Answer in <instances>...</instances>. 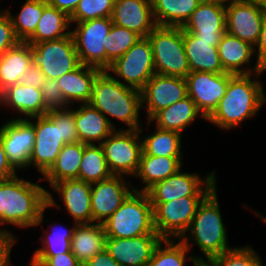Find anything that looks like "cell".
I'll return each mask as SVG.
<instances>
[{
    "label": "cell",
    "mask_w": 266,
    "mask_h": 266,
    "mask_svg": "<svg viewBox=\"0 0 266 266\" xmlns=\"http://www.w3.org/2000/svg\"><path fill=\"white\" fill-rule=\"evenodd\" d=\"M30 263L28 264L29 266H42L40 263L36 262L35 260H33L32 258H30ZM12 260L10 259L7 266H13Z\"/></svg>",
    "instance_id": "11a10c76"
},
{
    "label": "cell",
    "mask_w": 266,
    "mask_h": 266,
    "mask_svg": "<svg viewBox=\"0 0 266 266\" xmlns=\"http://www.w3.org/2000/svg\"><path fill=\"white\" fill-rule=\"evenodd\" d=\"M157 26L182 27L201 0H151Z\"/></svg>",
    "instance_id": "836d02e7"
},
{
    "label": "cell",
    "mask_w": 266,
    "mask_h": 266,
    "mask_svg": "<svg viewBox=\"0 0 266 266\" xmlns=\"http://www.w3.org/2000/svg\"><path fill=\"white\" fill-rule=\"evenodd\" d=\"M186 96L185 78L154 74L141 90L142 110H147L146 120Z\"/></svg>",
    "instance_id": "e0dca14e"
},
{
    "label": "cell",
    "mask_w": 266,
    "mask_h": 266,
    "mask_svg": "<svg viewBox=\"0 0 266 266\" xmlns=\"http://www.w3.org/2000/svg\"><path fill=\"white\" fill-rule=\"evenodd\" d=\"M33 62L48 79H58L80 65L72 34L31 45Z\"/></svg>",
    "instance_id": "8fae6325"
},
{
    "label": "cell",
    "mask_w": 266,
    "mask_h": 266,
    "mask_svg": "<svg viewBox=\"0 0 266 266\" xmlns=\"http://www.w3.org/2000/svg\"><path fill=\"white\" fill-rule=\"evenodd\" d=\"M115 0H80L70 16V22H84L91 19L111 17Z\"/></svg>",
    "instance_id": "b9f144b4"
},
{
    "label": "cell",
    "mask_w": 266,
    "mask_h": 266,
    "mask_svg": "<svg viewBox=\"0 0 266 266\" xmlns=\"http://www.w3.org/2000/svg\"><path fill=\"white\" fill-rule=\"evenodd\" d=\"M161 240L158 233L133 238H107L105 249L121 266H147Z\"/></svg>",
    "instance_id": "d6986e66"
},
{
    "label": "cell",
    "mask_w": 266,
    "mask_h": 266,
    "mask_svg": "<svg viewBox=\"0 0 266 266\" xmlns=\"http://www.w3.org/2000/svg\"><path fill=\"white\" fill-rule=\"evenodd\" d=\"M107 71L125 86L141 91L155 74L149 39L141 37L124 55L116 59Z\"/></svg>",
    "instance_id": "9c48e42d"
},
{
    "label": "cell",
    "mask_w": 266,
    "mask_h": 266,
    "mask_svg": "<svg viewBox=\"0 0 266 266\" xmlns=\"http://www.w3.org/2000/svg\"><path fill=\"white\" fill-rule=\"evenodd\" d=\"M16 235L0 229V266H7L11 258V250L18 241Z\"/></svg>",
    "instance_id": "c3c4849f"
},
{
    "label": "cell",
    "mask_w": 266,
    "mask_h": 266,
    "mask_svg": "<svg viewBox=\"0 0 266 266\" xmlns=\"http://www.w3.org/2000/svg\"><path fill=\"white\" fill-rule=\"evenodd\" d=\"M216 170L209 172L205 179L199 174L182 172L156 183L147 194L150 202H171L187 196H208L217 186Z\"/></svg>",
    "instance_id": "7c38bea8"
},
{
    "label": "cell",
    "mask_w": 266,
    "mask_h": 266,
    "mask_svg": "<svg viewBox=\"0 0 266 266\" xmlns=\"http://www.w3.org/2000/svg\"><path fill=\"white\" fill-rule=\"evenodd\" d=\"M262 74L233 75L228 81L225 95L206 121L227 131L257 116L266 102V93L260 81Z\"/></svg>",
    "instance_id": "7a4b0ae2"
},
{
    "label": "cell",
    "mask_w": 266,
    "mask_h": 266,
    "mask_svg": "<svg viewBox=\"0 0 266 266\" xmlns=\"http://www.w3.org/2000/svg\"><path fill=\"white\" fill-rule=\"evenodd\" d=\"M1 140L9 163L18 172L30 168L31 152L35 143L34 117L10 118L0 127Z\"/></svg>",
    "instance_id": "5bb4252c"
},
{
    "label": "cell",
    "mask_w": 266,
    "mask_h": 266,
    "mask_svg": "<svg viewBox=\"0 0 266 266\" xmlns=\"http://www.w3.org/2000/svg\"><path fill=\"white\" fill-rule=\"evenodd\" d=\"M202 2L219 4L226 7L233 0H201Z\"/></svg>",
    "instance_id": "db71d44e"
},
{
    "label": "cell",
    "mask_w": 266,
    "mask_h": 266,
    "mask_svg": "<svg viewBox=\"0 0 266 266\" xmlns=\"http://www.w3.org/2000/svg\"><path fill=\"white\" fill-rule=\"evenodd\" d=\"M113 24L147 37L157 26L151 0H115L111 16Z\"/></svg>",
    "instance_id": "603a6c76"
},
{
    "label": "cell",
    "mask_w": 266,
    "mask_h": 266,
    "mask_svg": "<svg viewBox=\"0 0 266 266\" xmlns=\"http://www.w3.org/2000/svg\"><path fill=\"white\" fill-rule=\"evenodd\" d=\"M112 176L101 145H85L77 179L93 184Z\"/></svg>",
    "instance_id": "8d00e7d4"
},
{
    "label": "cell",
    "mask_w": 266,
    "mask_h": 266,
    "mask_svg": "<svg viewBox=\"0 0 266 266\" xmlns=\"http://www.w3.org/2000/svg\"><path fill=\"white\" fill-rule=\"evenodd\" d=\"M85 145L80 141L65 144L60 150L54 164L38 179V182L42 180L46 181L47 179L51 187L61 180L78 178Z\"/></svg>",
    "instance_id": "1f68e13d"
},
{
    "label": "cell",
    "mask_w": 266,
    "mask_h": 266,
    "mask_svg": "<svg viewBox=\"0 0 266 266\" xmlns=\"http://www.w3.org/2000/svg\"><path fill=\"white\" fill-rule=\"evenodd\" d=\"M45 79L46 77L44 76L42 70L33 62L28 70L19 77L18 83L41 90Z\"/></svg>",
    "instance_id": "7dc6e473"
},
{
    "label": "cell",
    "mask_w": 266,
    "mask_h": 266,
    "mask_svg": "<svg viewBox=\"0 0 266 266\" xmlns=\"http://www.w3.org/2000/svg\"><path fill=\"white\" fill-rule=\"evenodd\" d=\"M17 171L9 163L0 135V180L14 177Z\"/></svg>",
    "instance_id": "f907efd6"
},
{
    "label": "cell",
    "mask_w": 266,
    "mask_h": 266,
    "mask_svg": "<svg viewBox=\"0 0 266 266\" xmlns=\"http://www.w3.org/2000/svg\"><path fill=\"white\" fill-rule=\"evenodd\" d=\"M33 63L31 44L19 41L0 56V84L3 89L18 84L19 77Z\"/></svg>",
    "instance_id": "4dcf8cb0"
},
{
    "label": "cell",
    "mask_w": 266,
    "mask_h": 266,
    "mask_svg": "<svg viewBox=\"0 0 266 266\" xmlns=\"http://www.w3.org/2000/svg\"><path fill=\"white\" fill-rule=\"evenodd\" d=\"M183 41L191 72H225L219 57V42H205L196 35L184 30Z\"/></svg>",
    "instance_id": "83f0119b"
},
{
    "label": "cell",
    "mask_w": 266,
    "mask_h": 266,
    "mask_svg": "<svg viewBox=\"0 0 266 266\" xmlns=\"http://www.w3.org/2000/svg\"><path fill=\"white\" fill-rule=\"evenodd\" d=\"M264 262L253 247H233L214 257L206 266H264Z\"/></svg>",
    "instance_id": "60d3db41"
},
{
    "label": "cell",
    "mask_w": 266,
    "mask_h": 266,
    "mask_svg": "<svg viewBox=\"0 0 266 266\" xmlns=\"http://www.w3.org/2000/svg\"><path fill=\"white\" fill-rule=\"evenodd\" d=\"M147 38L153 51L155 74L185 78L191 72L181 27L156 26Z\"/></svg>",
    "instance_id": "8992f818"
},
{
    "label": "cell",
    "mask_w": 266,
    "mask_h": 266,
    "mask_svg": "<svg viewBox=\"0 0 266 266\" xmlns=\"http://www.w3.org/2000/svg\"><path fill=\"white\" fill-rule=\"evenodd\" d=\"M34 127L35 143L30 167H35L43 176L66 143L62 139L61 122L50 111L46 115L34 117Z\"/></svg>",
    "instance_id": "4fadbf2b"
},
{
    "label": "cell",
    "mask_w": 266,
    "mask_h": 266,
    "mask_svg": "<svg viewBox=\"0 0 266 266\" xmlns=\"http://www.w3.org/2000/svg\"><path fill=\"white\" fill-rule=\"evenodd\" d=\"M66 212L77 224L92 223L91 184L80 179H65L51 186Z\"/></svg>",
    "instance_id": "7402d4cb"
},
{
    "label": "cell",
    "mask_w": 266,
    "mask_h": 266,
    "mask_svg": "<svg viewBox=\"0 0 266 266\" xmlns=\"http://www.w3.org/2000/svg\"><path fill=\"white\" fill-rule=\"evenodd\" d=\"M197 118L206 121L195 102L186 96L171 106L158 111L146 124L150 127L154 123L157 128L175 131L183 135L185 129L194 121L196 122Z\"/></svg>",
    "instance_id": "484cf974"
},
{
    "label": "cell",
    "mask_w": 266,
    "mask_h": 266,
    "mask_svg": "<svg viewBox=\"0 0 266 266\" xmlns=\"http://www.w3.org/2000/svg\"><path fill=\"white\" fill-rule=\"evenodd\" d=\"M49 111L61 122L63 141L66 144L79 142L78 132L74 119L73 105Z\"/></svg>",
    "instance_id": "7bdbcfd3"
},
{
    "label": "cell",
    "mask_w": 266,
    "mask_h": 266,
    "mask_svg": "<svg viewBox=\"0 0 266 266\" xmlns=\"http://www.w3.org/2000/svg\"><path fill=\"white\" fill-rule=\"evenodd\" d=\"M189 252L180 239H162L147 266H186L187 261L193 266H201L200 256Z\"/></svg>",
    "instance_id": "d590c367"
},
{
    "label": "cell",
    "mask_w": 266,
    "mask_h": 266,
    "mask_svg": "<svg viewBox=\"0 0 266 266\" xmlns=\"http://www.w3.org/2000/svg\"><path fill=\"white\" fill-rule=\"evenodd\" d=\"M250 210L254 211L253 213H254L255 215H258V217H260V218L262 219V221L266 223V215L263 216V214L257 212L256 210H253V209H250Z\"/></svg>",
    "instance_id": "680465c9"
},
{
    "label": "cell",
    "mask_w": 266,
    "mask_h": 266,
    "mask_svg": "<svg viewBox=\"0 0 266 266\" xmlns=\"http://www.w3.org/2000/svg\"><path fill=\"white\" fill-rule=\"evenodd\" d=\"M82 266H121L116 260L106 251V249L90 260L82 264Z\"/></svg>",
    "instance_id": "816d5d0a"
},
{
    "label": "cell",
    "mask_w": 266,
    "mask_h": 266,
    "mask_svg": "<svg viewBox=\"0 0 266 266\" xmlns=\"http://www.w3.org/2000/svg\"><path fill=\"white\" fill-rule=\"evenodd\" d=\"M1 107L8 108V110L12 109L13 112L19 114L18 116L21 115L17 119H30L46 115L49 111L44 105L40 89L19 83L4 90V99Z\"/></svg>",
    "instance_id": "4316f807"
},
{
    "label": "cell",
    "mask_w": 266,
    "mask_h": 266,
    "mask_svg": "<svg viewBox=\"0 0 266 266\" xmlns=\"http://www.w3.org/2000/svg\"><path fill=\"white\" fill-rule=\"evenodd\" d=\"M182 158L142 154L135 176L141 180L140 185H144L141 189L133 185V189L135 191L147 192L156 183L165 180L180 170L183 167Z\"/></svg>",
    "instance_id": "f1b7e54d"
},
{
    "label": "cell",
    "mask_w": 266,
    "mask_h": 266,
    "mask_svg": "<svg viewBox=\"0 0 266 266\" xmlns=\"http://www.w3.org/2000/svg\"><path fill=\"white\" fill-rule=\"evenodd\" d=\"M44 105L48 110L65 108L70 106L63 97L57 79L46 78L41 89Z\"/></svg>",
    "instance_id": "ee69618b"
},
{
    "label": "cell",
    "mask_w": 266,
    "mask_h": 266,
    "mask_svg": "<svg viewBox=\"0 0 266 266\" xmlns=\"http://www.w3.org/2000/svg\"><path fill=\"white\" fill-rule=\"evenodd\" d=\"M32 259L42 266H81L73 253L67 252L55 256H32Z\"/></svg>",
    "instance_id": "bcb514c9"
},
{
    "label": "cell",
    "mask_w": 266,
    "mask_h": 266,
    "mask_svg": "<svg viewBox=\"0 0 266 266\" xmlns=\"http://www.w3.org/2000/svg\"><path fill=\"white\" fill-rule=\"evenodd\" d=\"M47 5V0H26L17 16L13 15L8 8L6 9L19 41L26 42L34 34L43 9Z\"/></svg>",
    "instance_id": "74e56055"
},
{
    "label": "cell",
    "mask_w": 266,
    "mask_h": 266,
    "mask_svg": "<svg viewBox=\"0 0 266 266\" xmlns=\"http://www.w3.org/2000/svg\"><path fill=\"white\" fill-rule=\"evenodd\" d=\"M48 4L65 12L69 17L75 11L80 0H47Z\"/></svg>",
    "instance_id": "f5cc1de1"
},
{
    "label": "cell",
    "mask_w": 266,
    "mask_h": 266,
    "mask_svg": "<svg viewBox=\"0 0 266 266\" xmlns=\"http://www.w3.org/2000/svg\"><path fill=\"white\" fill-rule=\"evenodd\" d=\"M106 239L102 224H77L71 238V252L83 264L105 250Z\"/></svg>",
    "instance_id": "f546056e"
},
{
    "label": "cell",
    "mask_w": 266,
    "mask_h": 266,
    "mask_svg": "<svg viewBox=\"0 0 266 266\" xmlns=\"http://www.w3.org/2000/svg\"><path fill=\"white\" fill-rule=\"evenodd\" d=\"M89 103L107 117L115 130L118 128L110 118L124 123L125 130H139L143 124L139 117L142 111L141 91L125 86L107 70L97 75Z\"/></svg>",
    "instance_id": "3957f363"
},
{
    "label": "cell",
    "mask_w": 266,
    "mask_h": 266,
    "mask_svg": "<svg viewBox=\"0 0 266 266\" xmlns=\"http://www.w3.org/2000/svg\"><path fill=\"white\" fill-rule=\"evenodd\" d=\"M61 209L50 190L26 178L14 177L0 180V227L33 228L43 225L47 208ZM12 233L8 229L0 228Z\"/></svg>",
    "instance_id": "6da1fadb"
},
{
    "label": "cell",
    "mask_w": 266,
    "mask_h": 266,
    "mask_svg": "<svg viewBox=\"0 0 266 266\" xmlns=\"http://www.w3.org/2000/svg\"><path fill=\"white\" fill-rule=\"evenodd\" d=\"M226 32L256 46L265 11L257 0H233L226 7Z\"/></svg>",
    "instance_id": "9a60e30c"
},
{
    "label": "cell",
    "mask_w": 266,
    "mask_h": 266,
    "mask_svg": "<svg viewBox=\"0 0 266 266\" xmlns=\"http://www.w3.org/2000/svg\"><path fill=\"white\" fill-rule=\"evenodd\" d=\"M230 73L190 72L186 77L187 95L207 119L225 95Z\"/></svg>",
    "instance_id": "2e32d148"
},
{
    "label": "cell",
    "mask_w": 266,
    "mask_h": 266,
    "mask_svg": "<svg viewBox=\"0 0 266 266\" xmlns=\"http://www.w3.org/2000/svg\"><path fill=\"white\" fill-rule=\"evenodd\" d=\"M181 28L205 42H220L226 32V9L219 4L201 2Z\"/></svg>",
    "instance_id": "ffe728a7"
},
{
    "label": "cell",
    "mask_w": 266,
    "mask_h": 266,
    "mask_svg": "<svg viewBox=\"0 0 266 266\" xmlns=\"http://www.w3.org/2000/svg\"><path fill=\"white\" fill-rule=\"evenodd\" d=\"M217 195V187L202 201L188 231L180 239L191 250L198 246L202 256L200 264L207 265L214 257L233 247L228 244Z\"/></svg>",
    "instance_id": "277c9868"
},
{
    "label": "cell",
    "mask_w": 266,
    "mask_h": 266,
    "mask_svg": "<svg viewBox=\"0 0 266 266\" xmlns=\"http://www.w3.org/2000/svg\"><path fill=\"white\" fill-rule=\"evenodd\" d=\"M74 108L78 139L83 144H101L115 129L107 117L90 103H81Z\"/></svg>",
    "instance_id": "cb8c5ba5"
},
{
    "label": "cell",
    "mask_w": 266,
    "mask_h": 266,
    "mask_svg": "<svg viewBox=\"0 0 266 266\" xmlns=\"http://www.w3.org/2000/svg\"><path fill=\"white\" fill-rule=\"evenodd\" d=\"M3 99H4V89H3V87L0 84V108H1V105H2V102H3Z\"/></svg>",
    "instance_id": "6f0895ef"
},
{
    "label": "cell",
    "mask_w": 266,
    "mask_h": 266,
    "mask_svg": "<svg viewBox=\"0 0 266 266\" xmlns=\"http://www.w3.org/2000/svg\"><path fill=\"white\" fill-rule=\"evenodd\" d=\"M260 7L265 11L266 13V0H257Z\"/></svg>",
    "instance_id": "9f6ffc18"
},
{
    "label": "cell",
    "mask_w": 266,
    "mask_h": 266,
    "mask_svg": "<svg viewBox=\"0 0 266 266\" xmlns=\"http://www.w3.org/2000/svg\"><path fill=\"white\" fill-rule=\"evenodd\" d=\"M70 28V17L48 4L43 9L34 34L26 42L32 45L43 41L58 40L70 35Z\"/></svg>",
    "instance_id": "d6a6232c"
},
{
    "label": "cell",
    "mask_w": 266,
    "mask_h": 266,
    "mask_svg": "<svg viewBox=\"0 0 266 266\" xmlns=\"http://www.w3.org/2000/svg\"><path fill=\"white\" fill-rule=\"evenodd\" d=\"M19 42L15 35L10 16L5 9L0 10V56Z\"/></svg>",
    "instance_id": "f6af8a7d"
},
{
    "label": "cell",
    "mask_w": 266,
    "mask_h": 266,
    "mask_svg": "<svg viewBox=\"0 0 266 266\" xmlns=\"http://www.w3.org/2000/svg\"><path fill=\"white\" fill-rule=\"evenodd\" d=\"M127 179L130 178L113 175L91 184L92 223L103 224L134 190L131 180Z\"/></svg>",
    "instance_id": "ac0fdd59"
},
{
    "label": "cell",
    "mask_w": 266,
    "mask_h": 266,
    "mask_svg": "<svg viewBox=\"0 0 266 266\" xmlns=\"http://www.w3.org/2000/svg\"><path fill=\"white\" fill-rule=\"evenodd\" d=\"M218 52L222 67L226 73L247 75L265 72L257 62L251 67L255 55V47L227 32H225L218 44Z\"/></svg>",
    "instance_id": "44dd1931"
},
{
    "label": "cell",
    "mask_w": 266,
    "mask_h": 266,
    "mask_svg": "<svg viewBox=\"0 0 266 266\" xmlns=\"http://www.w3.org/2000/svg\"><path fill=\"white\" fill-rule=\"evenodd\" d=\"M102 225L107 238H133L157 233L147 192L133 190Z\"/></svg>",
    "instance_id": "5b68a950"
},
{
    "label": "cell",
    "mask_w": 266,
    "mask_h": 266,
    "mask_svg": "<svg viewBox=\"0 0 266 266\" xmlns=\"http://www.w3.org/2000/svg\"><path fill=\"white\" fill-rule=\"evenodd\" d=\"M71 34L80 64L106 70L107 34L113 24L111 17H103L84 22H71Z\"/></svg>",
    "instance_id": "30bf717a"
},
{
    "label": "cell",
    "mask_w": 266,
    "mask_h": 266,
    "mask_svg": "<svg viewBox=\"0 0 266 266\" xmlns=\"http://www.w3.org/2000/svg\"><path fill=\"white\" fill-rule=\"evenodd\" d=\"M72 228L58 227L51 224L48 226L40 237L42 247L35 250L33 256H55L62 253L71 251V238L73 236L74 229L77 225L76 222L72 221ZM50 230V231H49Z\"/></svg>",
    "instance_id": "f35d334b"
},
{
    "label": "cell",
    "mask_w": 266,
    "mask_h": 266,
    "mask_svg": "<svg viewBox=\"0 0 266 266\" xmlns=\"http://www.w3.org/2000/svg\"><path fill=\"white\" fill-rule=\"evenodd\" d=\"M140 136L142 140V154L162 157H183L181 151L182 134L157 128L151 130L149 134L143 135V127L141 126ZM144 136V137H142Z\"/></svg>",
    "instance_id": "e575fe53"
},
{
    "label": "cell",
    "mask_w": 266,
    "mask_h": 266,
    "mask_svg": "<svg viewBox=\"0 0 266 266\" xmlns=\"http://www.w3.org/2000/svg\"><path fill=\"white\" fill-rule=\"evenodd\" d=\"M113 175L134 177L142 155L140 130H114L101 144Z\"/></svg>",
    "instance_id": "52a82bcc"
},
{
    "label": "cell",
    "mask_w": 266,
    "mask_h": 266,
    "mask_svg": "<svg viewBox=\"0 0 266 266\" xmlns=\"http://www.w3.org/2000/svg\"><path fill=\"white\" fill-rule=\"evenodd\" d=\"M140 38L141 36L136 32L112 24L107 34L106 46H104L106 51V70L116 59L124 55Z\"/></svg>",
    "instance_id": "ab89813d"
},
{
    "label": "cell",
    "mask_w": 266,
    "mask_h": 266,
    "mask_svg": "<svg viewBox=\"0 0 266 266\" xmlns=\"http://www.w3.org/2000/svg\"><path fill=\"white\" fill-rule=\"evenodd\" d=\"M256 62L266 71V13L262 22V28L257 45L255 46Z\"/></svg>",
    "instance_id": "681fc988"
},
{
    "label": "cell",
    "mask_w": 266,
    "mask_h": 266,
    "mask_svg": "<svg viewBox=\"0 0 266 266\" xmlns=\"http://www.w3.org/2000/svg\"><path fill=\"white\" fill-rule=\"evenodd\" d=\"M207 196H187L171 202H151L154 228L162 239H181Z\"/></svg>",
    "instance_id": "ba28073f"
},
{
    "label": "cell",
    "mask_w": 266,
    "mask_h": 266,
    "mask_svg": "<svg viewBox=\"0 0 266 266\" xmlns=\"http://www.w3.org/2000/svg\"><path fill=\"white\" fill-rule=\"evenodd\" d=\"M101 71L96 67L80 64L73 71L58 78L64 100L70 106L76 103H89L95 79Z\"/></svg>",
    "instance_id": "d4e9b609"
}]
</instances>
